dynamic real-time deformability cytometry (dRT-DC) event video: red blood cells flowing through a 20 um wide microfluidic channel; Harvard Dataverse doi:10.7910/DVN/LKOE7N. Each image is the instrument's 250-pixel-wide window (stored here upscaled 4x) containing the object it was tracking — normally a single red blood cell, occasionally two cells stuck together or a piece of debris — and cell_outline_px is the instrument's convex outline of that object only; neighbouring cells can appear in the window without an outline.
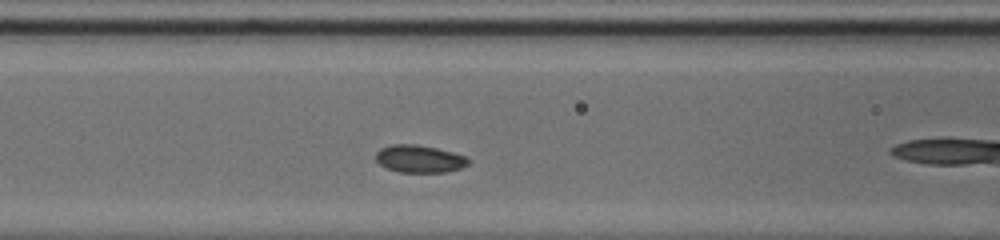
{"species": "common noctule bat (a hibernating species)", "species_latin": "Nyctalus noctula", "temperature_condition": "cold", "stored_images_in_passage": 31, "camera_frame_rate_fps": 3000, "um_per_image_px": 0.085, "animal": {"sex": "male", "body_mass_g": 20.0, "forearm_length_mm": 53.3}, "frame": {"image": 1, "passage_image": 8, "time_ms": 2.333, "image_size_px": [1000, 240], "cell_outline_px": [[468, 164], [460, 168], [448, 172], [400, 172], [388, 168], [380, 164], [376, 160], [376, 152], [380, 148], [392, 144], [412, 144], [436, 148], [468, 156]], "centroid_in_image_um": [35.65, 13.5], "position_along_channel_um": 130.9, "area_um2": 14.74}}
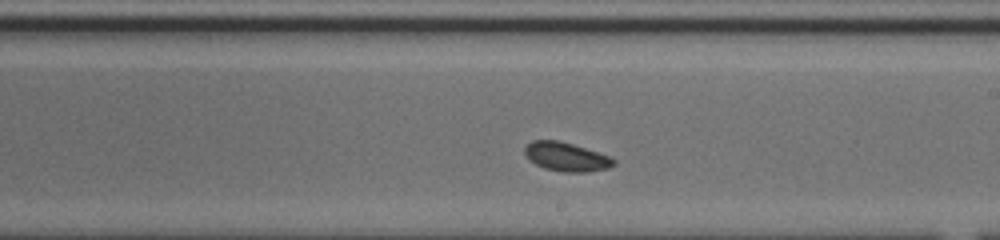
{"frame": {"image": 2, "passage_image": 17, "time_ms": 5.333, "image_size_px": [1000, 240], "cell_outline_px": [[616, 164], [608, 168], [584, 172], [564, 172], [544, 168], [536, 164], [524, 152], [524, 148], [532, 140], [560, 140], [608, 156], [616, 160]], "centroid_in_image_um": [48.14, 13.33], "position_along_channel_um": 240.9, "area_um2": 14.68}}
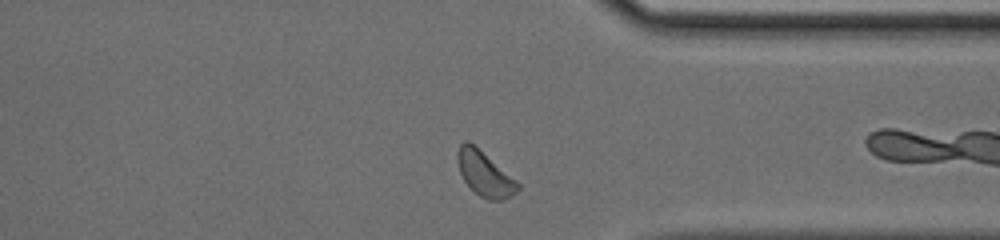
{"frame": {"image": 3, "passage_image": 28, "time_ms": 9.0, "image_size_px": [1000, 240], "cell_outline_px": [[520, 188], [516, 192], [500, 200], [488, 200], [480, 196], [464, 180], [460, 172], [456, 160], [456, 152], [460, 144], [464, 140], [468, 140], [516, 180], [520, 184]], "centroid_in_image_um": [41.16, 14.75], "position_along_channel_um": 370.2, "area_um2": 15.37}}